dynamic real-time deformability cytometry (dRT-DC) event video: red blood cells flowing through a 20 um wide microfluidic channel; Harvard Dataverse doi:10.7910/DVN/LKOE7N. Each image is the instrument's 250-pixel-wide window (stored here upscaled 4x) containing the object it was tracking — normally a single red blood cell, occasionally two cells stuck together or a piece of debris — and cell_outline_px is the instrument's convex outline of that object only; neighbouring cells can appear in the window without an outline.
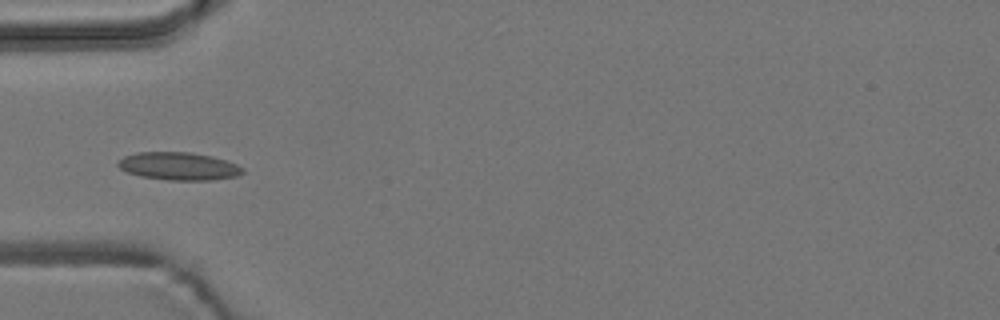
{"species": "common noctule bat (a hibernating species)", "species_latin": "Nyctalus noctula", "temperature_condition": "room temperature", "stored_images_in_passage": 2, "camera_frame_rate_fps": 3000, "um_per_image_px": 0.085, "animal": {"sex": "male", "body_mass_g": 19.2, "forearm_length_mm": 51.8}, "frame": {"image": 1, "passage_image": 2, "time_ms": 1.0, "image_size_px": [1000, 320], "cell_outline_px": [[244, 172], [236, 176], [212, 180], [168, 180], [140, 176], [128, 172], [120, 168], [116, 164], [124, 156], [136, 152], [192, 152], [212, 156], [236, 164], [244, 168]], "centroid_in_image_um": [15.19, 14.12], "position_along_channel_um": 69.8, "area_um2": 20.17}}